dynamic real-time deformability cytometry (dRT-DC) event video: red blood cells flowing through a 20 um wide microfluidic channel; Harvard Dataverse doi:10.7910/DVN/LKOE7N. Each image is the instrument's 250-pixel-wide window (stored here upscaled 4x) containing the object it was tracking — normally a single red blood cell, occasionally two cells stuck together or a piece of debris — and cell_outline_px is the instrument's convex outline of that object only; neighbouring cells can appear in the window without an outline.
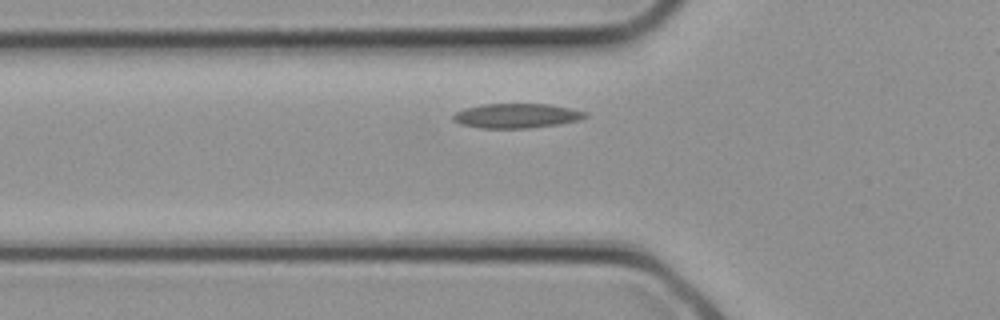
{"species": "common noctule bat (a hibernating species)", "species_latin": "Nyctalus noctula", "temperature_condition": "cold", "stored_images_in_passage": 5, "camera_frame_rate_fps": 3000, "um_per_image_px": 0.085, "animal": {"sex": "female", "body_mass_g": 21.9}, "frame": {"image": 1, "passage_image": 4, "time_ms": 1.0, "image_size_px": [1000, 320], "cell_outline_px": [[588, 116], [576, 120], [556, 124], [528, 128], [480, 128], [460, 124], [452, 120], [452, 116], [456, 112], [464, 108], [484, 104], [548, 104], [568, 108], [584, 112]], "centroid_in_image_um": [43.82, 9.84], "position_along_channel_um": 82.0, "area_um2": 18.61}}